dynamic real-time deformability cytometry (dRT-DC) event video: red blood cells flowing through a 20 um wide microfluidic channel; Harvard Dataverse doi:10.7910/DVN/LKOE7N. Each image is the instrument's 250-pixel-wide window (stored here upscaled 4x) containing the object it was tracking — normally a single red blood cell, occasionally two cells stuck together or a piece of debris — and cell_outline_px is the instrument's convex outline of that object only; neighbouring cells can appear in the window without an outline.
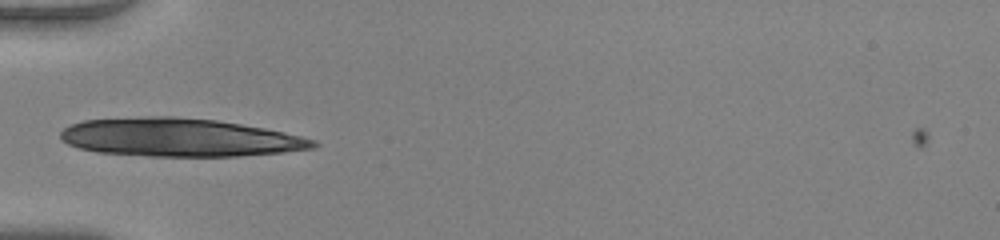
{"species": "human", "species_latin": "Homo sapiens", "temperature_condition": "warm", "stored_images_in_passage": 34, "camera_frame_rate_fps": 3000, "um_per_image_px": 0.085, "donor": {"sex": "female"}, "frame": {"image": 1, "passage_image": 1, "time_ms": 0.0, "image_size_px": [1000, 240], "cell_outline_px": [[320, 144], [316, 148], [284, 152], [240, 156], [148, 156], [96, 152], [80, 148], [68, 144], [60, 136], [60, 132], [64, 128], [72, 124], [84, 120], [148, 116], [172, 116], [216, 120], [264, 128], [284, 132], [316, 140]], "centroid_in_image_um": [15.28, 11.69], "position_along_channel_um": 69.7, "area_um2": 56.36}}
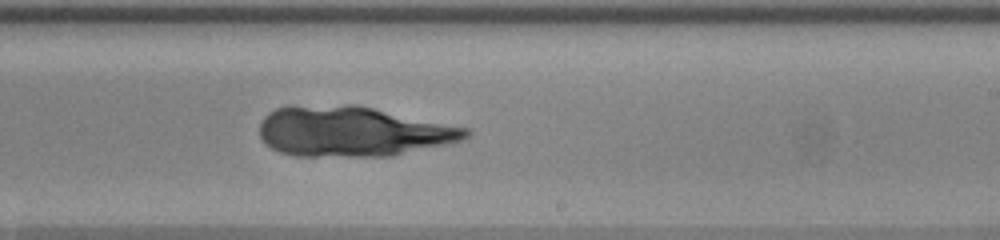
{"frame": {"image": 2, "passage_image": 15, "time_ms": 4.667, "image_size_px": [1000, 240], "cell_outline_px": [[472, 132], [464, 140], [448, 144], [392, 156], [296, 156], [280, 152], [264, 144], [260, 136], [260, 124], [264, 116], [268, 112], [276, 108], [348, 104], [356, 104], [472, 128]], "centroid_in_image_um": [30.04, 11.18], "position_along_channel_um": 259.0, "area_um2": 60.63}}
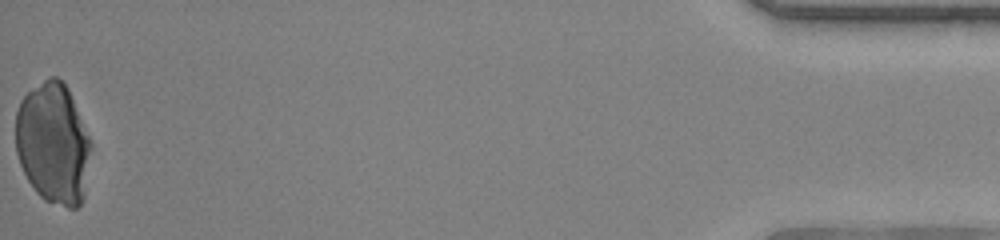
{"frame": {"image": 3, "passage_image": 34, "time_ms": 11.0, "image_size_px": [1000, 240], "cell_outline_px": [[92, 148], [84, 200], [76, 208], [68, 208], [44, 200], [36, 192], [28, 180], [20, 164], [16, 152], [16, 112], [20, 100], [32, 88], [48, 76], [56, 76], [68, 88], [92, 144]], "centroid_in_image_um": [4.53, 12.21], "position_along_channel_um": 430.7, "area_um2": 53.52}}